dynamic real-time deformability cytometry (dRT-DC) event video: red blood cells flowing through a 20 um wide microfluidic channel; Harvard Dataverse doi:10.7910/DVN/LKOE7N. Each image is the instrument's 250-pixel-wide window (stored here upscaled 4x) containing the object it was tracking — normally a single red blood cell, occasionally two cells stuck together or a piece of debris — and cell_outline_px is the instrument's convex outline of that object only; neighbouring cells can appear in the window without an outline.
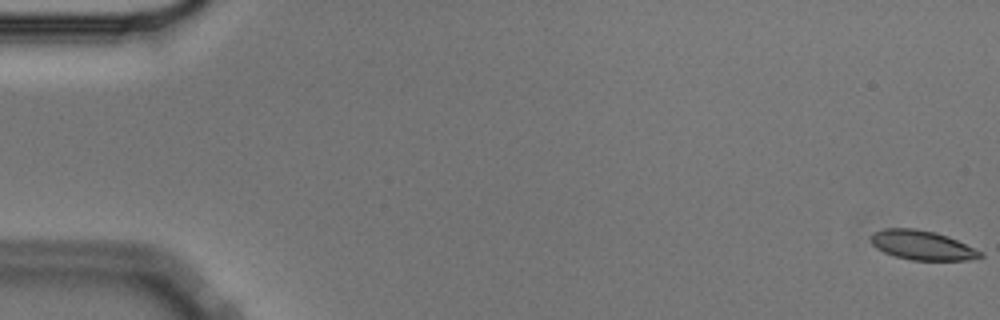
{"species": "Egyptian fruit bat (a non-hibernating species)", "species_latin": "Rousettus aegyptiacus", "temperature_condition": "cold", "stored_images_in_passage": 16, "camera_frame_rate_fps": 3000, "um_per_image_px": 0.085, "animal": {"sex": "male"}, "frame": {"image": 1, "passage_image": 1, "time_ms": 0.0, "image_size_px": [1000, 320], "cell_outline_px": [[984, 256], [968, 260], [912, 260], [896, 256], [884, 252], [876, 248], [872, 244], [868, 236], [872, 232], [884, 228], [916, 228], [936, 232], [948, 236], [984, 252]], "centroid_in_image_um": [78.36, 20.83], "position_along_channel_um": 6.6, "area_um2": 18.96}}
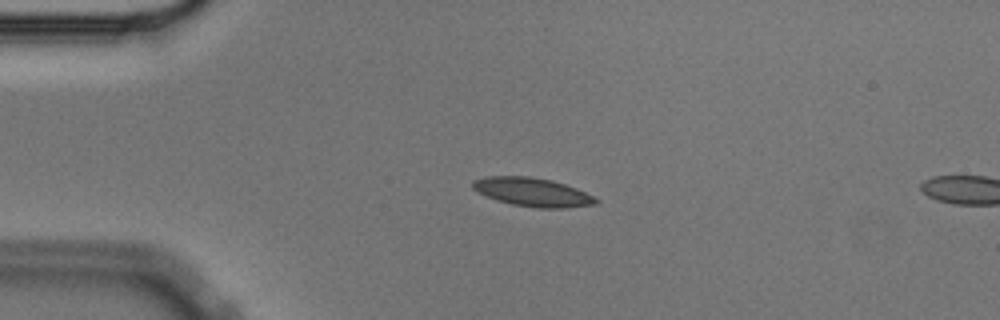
{"frame": {"image": 2, "passage_image": 14, "time_ms": 4.333, "image_size_px": [1000, 320], "cell_outline_px": [[600, 200], [596, 204], [568, 208], [536, 208], [512, 204], [496, 200], [476, 192], [472, 188], [472, 180], [484, 176], [528, 176], [552, 180], [576, 188]], "centroid_in_image_um": [45.22, 16.33], "position_along_channel_um": 39.8, "area_um2": 20.69}}